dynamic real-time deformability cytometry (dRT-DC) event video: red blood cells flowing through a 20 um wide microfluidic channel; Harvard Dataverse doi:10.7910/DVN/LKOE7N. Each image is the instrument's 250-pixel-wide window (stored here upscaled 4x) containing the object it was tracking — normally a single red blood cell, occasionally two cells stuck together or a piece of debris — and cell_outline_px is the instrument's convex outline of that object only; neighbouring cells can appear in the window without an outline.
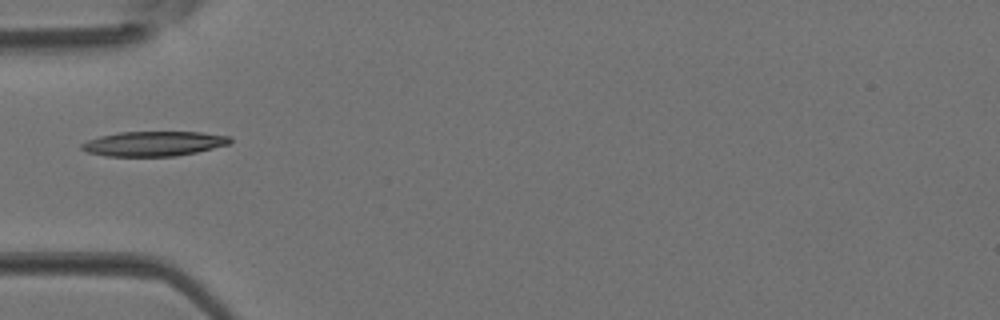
{"species": "Egyptian fruit bat (a non-hibernating species)", "species_latin": "Rousettus aegyptiacus", "temperature_condition": "room temperature", "stored_images_in_passage": 4, "camera_frame_rate_fps": 3000, "um_per_image_px": 0.085, "animal": {"sex": "female"}, "frame": {"image": 1, "passage_image": 4, "time_ms": 1.0, "image_size_px": [1000, 320], "cell_outline_px": [[232, 140], [228, 144], [196, 152], [176, 156], [104, 156], [88, 152], [80, 148], [80, 144], [88, 140], [100, 136], [120, 132], [200, 132], [232, 136]], "centroid_in_image_um": [13.06, 12.21], "position_along_channel_um": 71.9, "area_um2": 21.39}}